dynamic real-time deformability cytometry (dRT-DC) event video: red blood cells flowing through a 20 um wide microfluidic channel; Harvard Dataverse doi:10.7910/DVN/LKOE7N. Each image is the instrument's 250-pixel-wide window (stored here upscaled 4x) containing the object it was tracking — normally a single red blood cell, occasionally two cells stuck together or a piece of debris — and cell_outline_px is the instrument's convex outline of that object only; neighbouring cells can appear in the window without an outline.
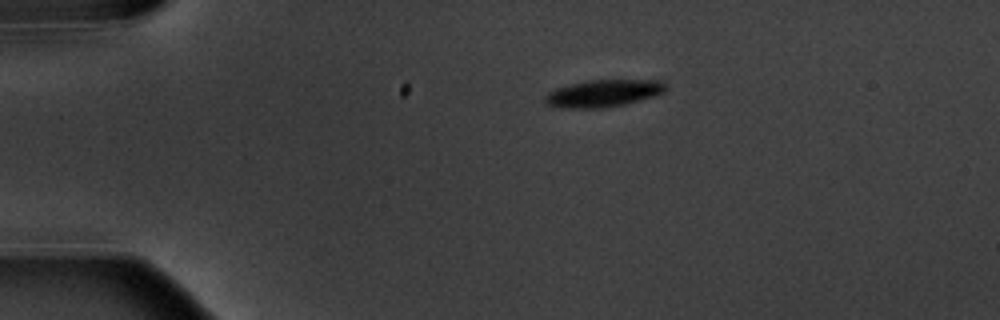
{"species": "common noctule bat (a hibernating species)", "species_latin": "Nyctalus noctula", "temperature_condition": "warm", "stored_images_in_passage": 9, "camera_frame_rate_fps": 3000, "um_per_image_px": 0.085, "animal": {"sex": "male", "body_mass_g": 20.1, "forearm_length_mm": 53.5}, "frame": {"image": 1, "passage_image": 1, "time_ms": 0.0, "image_size_px": [1000, 320], "cell_outline_px": [[668, 88], [664, 92], [652, 96], [624, 104], [600, 108], [564, 108], [548, 104], [544, 100], [544, 96], [548, 92], [556, 88], [588, 80], [664, 80], [668, 84]], "centroid_in_image_um": [51.32, 7.92], "position_along_channel_um": 33.7, "area_um2": 19.02}}
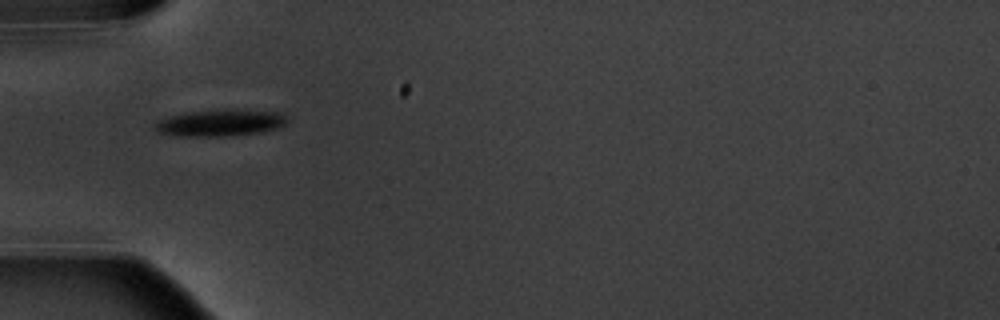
{"frame": {"image": 2, "passage_image": 3, "time_ms": 2.333, "image_size_px": [1000, 320], "cell_outline_px": [[288, 120], [280, 128], [264, 132], [232, 136], [172, 136], [160, 132], [152, 128], [156, 120], [184, 112], [224, 108], [280, 112]], "centroid_in_image_um": [18.7, 10.43], "position_along_channel_um": 66.3, "area_um2": 21.21}}
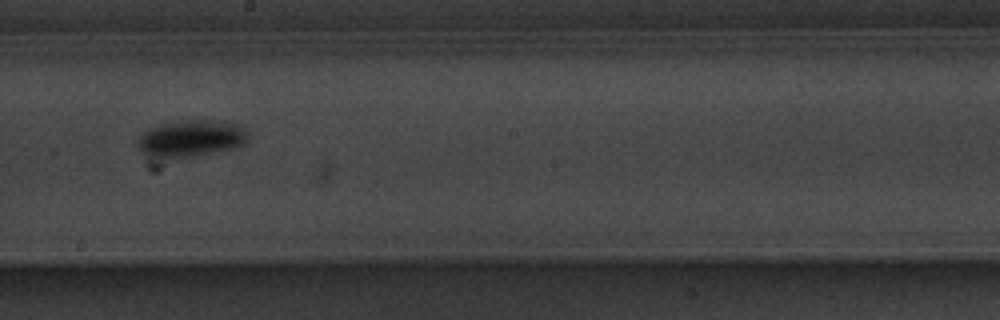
{"frame": {"image": 3, "passage_image": 7, "time_ms": 7.0, "image_size_px": [1000, 320], "cell_outline_px": [[252, 136], [244, 144], [232, 148], [192, 156], [168, 156], [144, 152], [136, 144], [136, 140], [148, 128], [160, 124], [192, 120], [204, 120], [236, 124], [248, 132]], "centroid_in_image_um": [16.29, 11.73], "position_along_channel_um": 231.9, "area_um2": 22.66}}